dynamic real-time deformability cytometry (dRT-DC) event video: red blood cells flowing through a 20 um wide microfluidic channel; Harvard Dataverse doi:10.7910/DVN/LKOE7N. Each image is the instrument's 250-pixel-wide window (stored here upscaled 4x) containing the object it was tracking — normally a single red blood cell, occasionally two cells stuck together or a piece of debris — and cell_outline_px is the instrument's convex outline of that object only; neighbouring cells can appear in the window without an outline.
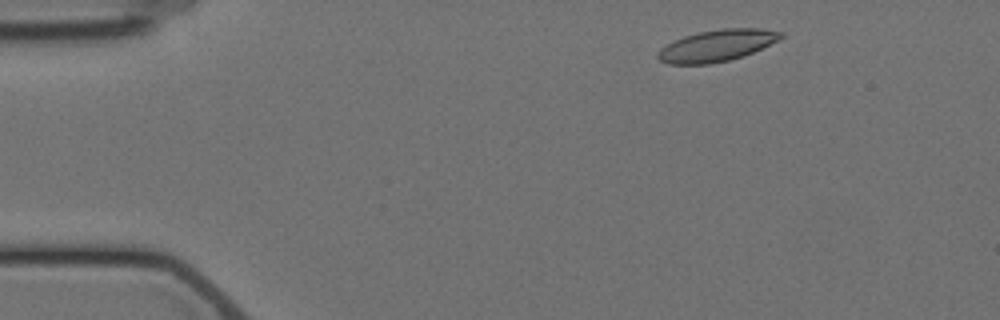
{"species": "Egyptian fruit bat (a non-hibernating species)", "species_latin": "Rousettus aegyptiacus", "temperature_condition": "cold", "stored_images_in_passage": 4, "camera_frame_rate_fps": 3000, "um_per_image_px": 0.085, "animal": {"sex": "female"}, "frame": {"image": 1, "passage_image": 1, "time_ms": 0.0, "image_size_px": [1000, 320], "cell_outline_px": [[784, 36], [744, 56], [728, 60], [708, 64], [668, 64], [660, 60], [656, 56], [656, 52], [660, 48], [684, 36], [700, 32], [720, 28], [760, 28], [784, 32]], "centroid_in_image_um": [60.9, 3.87], "position_along_channel_um": 24.1, "area_um2": 22.43}}
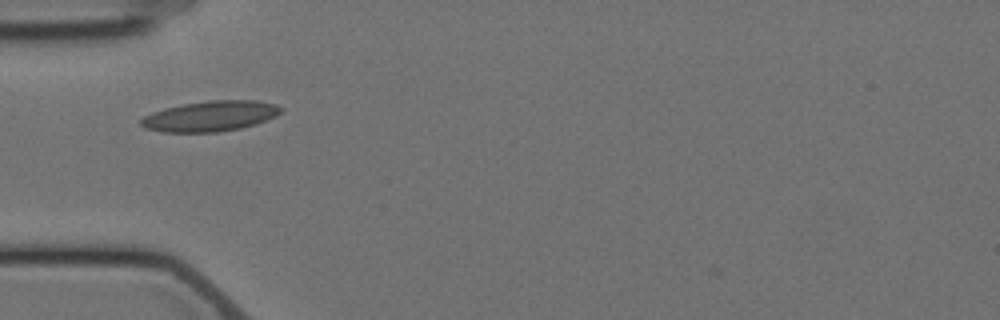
{"frame": {"image": 2, "passage_image": 4, "time_ms": 3.333, "image_size_px": [1000, 320], "cell_outline_px": [[284, 108], [276, 116], [256, 124], [240, 128], [216, 132], [164, 132], [144, 128], [140, 124], [140, 120], [144, 116], [152, 112], [164, 108], [184, 104], [208, 100], [256, 100], [276, 104]], "centroid_in_image_um": [17.88, 9.86], "position_along_channel_um": 67.1, "area_um2": 24.85}}